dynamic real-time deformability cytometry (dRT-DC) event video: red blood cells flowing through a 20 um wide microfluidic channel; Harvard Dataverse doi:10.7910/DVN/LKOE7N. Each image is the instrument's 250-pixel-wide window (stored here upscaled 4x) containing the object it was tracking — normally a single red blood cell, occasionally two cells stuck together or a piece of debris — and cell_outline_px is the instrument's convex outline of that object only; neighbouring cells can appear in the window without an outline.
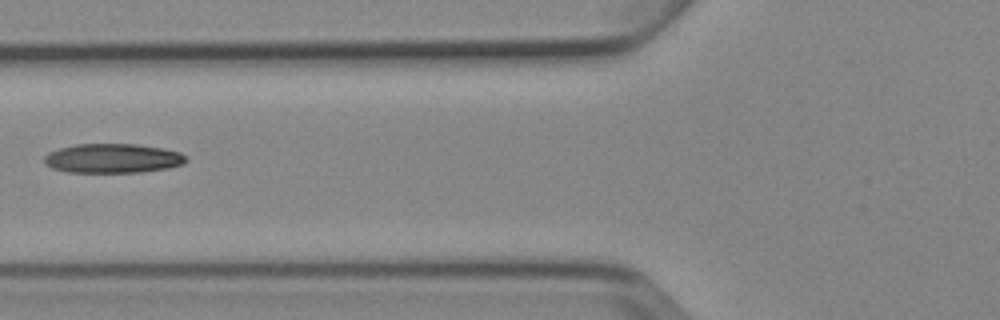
{"species": "Egyptian fruit bat (a non-hibernating species)", "species_latin": "Rousettus aegyptiacus", "temperature_condition": "cold", "stored_images_in_passage": 6, "camera_frame_rate_fps": 3000, "um_per_image_px": 0.085, "animal": {"sex": "female"}, "frame": {"image": 1, "passage_image": 6, "time_ms": 6.667, "image_size_px": [1000, 320], "cell_outline_px": [[188, 160], [184, 164], [168, 168], [140, 172], [68, 172], [52, 168], [44, 164], [44, 156], [48, 152], [60, 148], [76, 144], [136, 144], [164, 148], [180, 152], [188, 156]], "centroid_in_image_um": [9.61, 13.45], "position_along_channel_um": 116.2, "area_um2": 24.45}}